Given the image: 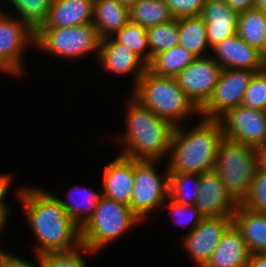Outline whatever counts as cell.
Segmentation results:
<instances>
[{"instance_id":"cell-1","label":"cell","mask_w":266,"mask_h":267,"mask_svg":"<svg viewBox=\"0 0 266 267\" xmlns=\"http://www.w3.org/2000/svg\"><path fill=\"white\" fill-rule=\"evenodd\" d=\"M24 209L27 226L33 232L34 254L69 252L81 246L80 228L66 213L55 194L43 187L21 186L14 194Z\"/></svg>"},{"instance_id":"cell-2","label":"cell","mask_w":266,"mask_h":267,"mask_svg":"<svg viewBox=\"0 0 266 267\" xmlns=\"http://www.w3.org/2000/svg\"><path fill=\"white\" fill-rule=\"evenodd\" d=\"M125 104L123 119L126 131L113 137L122 148L119 154L134 160L167 159L175 126L142 106L131 95Z\"/></svg>"},{"instance_id":"cell-3","label":"cell","mask_w":266,"mask_h":267,"mask_svg":"<svg viewBox=\"0 0 266 267\" xmlns=\"http://www.w3.org/2000/svg\"><path fill=\"white\" fill-rule=\"evenodd\" d=\"M191 129L176 126L167 157L169 173L202 174L214 169L219 144L224 139L219 120L200 116Z\"/></svg>"},{"instance_id":"cell-4","label":"cell","mask_w":266,"mask_h":267,"mask_svg":"<svg viewBox=\"0 0 266 267\" xmlns=\"http://www.w3.org/2000/svg\"><path fill=\"white\" fill-rule=\"evenodd\" d=\"M130 95L175 127L193 120V116L200 117V110L187 97L175 77L159 76L147 69Z\"/></svg>"},{"instance_id":"cell-5","label":"cell","mask_w":266,"mask_h":267,"mask_svg":"<svg viewBox=\"0 0 266 267\" xmlns=\"http://www.w3.org/2000/svg\"><path fill=\"white\" fill-rule=\"evenodd\" d=\"M141 223L130 206L102 196L93 216L80 229L81 245L90 252H100Z\"/></svg>"},{"instance_id":"cell-6","label":"cell","mask_w":266,"mask_h":267,"mask_svg":"<svg viewBox=\"0 0 266 267\" xmlns=\"http://www.w3.org/2000/svg\"><path fill=\"white\" fill-rule=\"evenodd\" d=\"M258 168L256 147L224 138L219 144L214 171L237 204L247 198Z\"/></svg>"},{"instance_id":"cell-7","label":"cell","mask_w":266,"mask_h":267,"mask_svg":"<svg viewBox=\"0 0 266 267\" xmlns=\"http://www.w3.org/2000/svg\"><path fill=\"white\" fill-rule=\"evenodd\" d=\"M100 40L92 23L73 27L38 28L35 31L34 49L55 58L74 60L90 54L98 56Z\"/></svg>"},{"instance_id":"cell-8","label":"cell","mask_w":266,"mask_h":267,"mask_svg":"<svg viewBox=\"0 0 266 267\" xmlns=\"http://www.w3.org/2000/svg\"><path fill=\"white\" fill-rule=\"evenodd\" d=\"M158 165L160 161L134 160V184L129 206L143 222L150 213L162 208L169 197L167 166L160 173Z\"/></svg>"},{"instance_id":"cell-9","label":"cell","mask_w":266,"mask_h":267,"mask_svg":"<svg viewBox=\"0 0 266 267\" xmlns=\"http://www.w3.org/2000/svg\"><path fill=\"white\" fill-rule=\"evenodd\" d=\"M31 46L35 47V31L17 17L0 10V73L16 78L25 74V52Z\"/></svg>"},{"instance_id":"cell-10","label":"cell","mask_w":266,"mask_h":267,"mask_svg":"<svg viewBox=\"0 0 266 267\" xmlns=\"http://www.w3.org/2000/svg\"><path fill=\"white\" fill-rule=\"evenodd\" d=\"M246 69H222L218 83L208 102L200 109V116L218 120L230 109L242 104L245 91L254 73Z\"/></svg>"},{"instance_id":"cell-11","label":"cell","mask_w":266,"mask_h":267,"mask_svg":"<svg viewBox=\"0 0 266 267\" xmlns=\"http://www.w3.org/2000/svg\"><path fill=\"white\" fill-rule=\"evenodd\" d=\"M224 138L258 147L266 143V111L238 105L219 119Z\"/></svg>"},{"instance_id":"cell-12","label":"cell","mask_w":266,"mask_h":267,"mask_svg":"<svg viewBox=\"0 0 266 267\" xmlns=\"http://www.w3.org/2000/svg\"><path fill=\"white\" fill-rule=\"evenodd\" d=\"M222 67L210 56L197 57L175 78L181 89L200 110L211 97Z\"/></svg>"},{"instance_id":"cell-13","label":"cell","mask_w":266,"mask_h":267,"mask_svg":"<svg viewBox=\"0 0 266 267\" xmlns=\"http://www.w3.org/2000/svg\"><path fill=\"white\" fill-rule=\"evenodd\" d=\"M233 224L232 216L207 217L191 232L181 237L184 248L196 267H203L225 231Z\"/></svg>"},{"instance_id":"cell-14","label":"cell","mask_w":266,"mask_h":267,"mask_svg":"<svg viewBox=\"0 0 266 267\" xmlns=\"http://www.w3.org/2000/svg\"><path fill=\"white\" fill-rule=\"evenodd\" d=\"M100 68L119 76L132 75V89L147 70V64L126 45L117 43L111 36L100 40L98 56Z\"/></svg>"},{"instance_id":"cell-15","label":"cell","mask_w":266,"mask_h":267,"mask_svg":"<svg viewBox=\"0 0 266 267\" xmlns=\"http://www.w3.org/2000/svg\"><path fill=\"white\" fill-rule=\"evenodd\" d=\"M195 206L205 218L233 217L238 204L228 194L219 175L210 170L200 174V193Z\"/></svg>"},{"instance_id":"cell-16","label":"cell","mask_w":266,"mask_h":267,"mask_svg":"<svg viewBox=\"0 0 266 267\" xmlns=\"http://www.w3.org/2000/svg\"><path fill=\"white\" fill-rule=\"evenodd\" d=\"M210 56L222 69H264L261 52L247 44L237 34L217 43L211 48Z\"/></svg>"},{"instance_id":"cell-17","label":"cell","mask_w":266,"mask_h":267,"mask_svg":"<svg viewBox=\"0 0 266 267\" xmlns=\"http://www.w3.org/2000/svg\"><path fill=\"white\" fill-rule=\"evenodd\" d=\"M102 172V196L130 205L134 184V159L116 154Z\"/></svg>"},{"instance_id":"cell-18","label":"cell","mask_w":266,"mask_h":267,"mask_svg":"<svg viewBox=\"0 0 266 267\" xmlns=\"http://www.w3.org/2000/svg\"><path fill=\"white\" fill-rule=\"evenodd\" d=\"M200 16L205 22L210 49L217 43L237 34L239 13L224 0H206Z\"/></svg>"},{"instance_id":"cell-19","label":"cell","mask_w":266,"mask_h":267,"mask_svg":"<svg viewBox=\"0 0 266 267\" xmlns=\"http://www.w3.org/2000/svg\"><path fill=\"white\" fill-rule=\"evenodd\" d=\"M250 252L240 231L232 224L203 267H247Z\"/></svg>"},{"instance_id":"cell-20","label":"cell","mask_w":266,"mask_h":267,"mask_svg":"<svg viewBox=\"0 0 266 267\" xmlns=\"http://www.w3.org/2000/svg\"><path fill=\"white\" fill-rule=\"evenodd\" d=\"M94 0H53L46 21L39 28L73 27L93 21Z\"/></svg>"},{"instance_id":"cell-21","label":"cell","mask_w":266,"mask_h":267,"mask_svg":"<svg viewBox=\"0 0 266 267\" xmlns=\"http://www.w3.org/2000/svg\"><path fill=\"white\" fill-rule=\"evenodd\" d=\"M232 218L250 254L266 253V214L238 204Z\"/></svg>"},{"instance_id":"cell-22","label":"cell","mask_w":266,"mask_h":267,"mask_svg":"<svg viewBox=\"0 0 266 267\" xmlns=\"http://www.w3.org/2000/svg\"><path fill=\"white\" fill-rule=\"evenodd\" d=\"M129 21V8L118 0H94L92 24L100 39L112 36Z\"/></svg>"},{"instance_id":"cell-23","label":"cell","mask_w":266,"mask_h":267,"mask_svg":"<svg viewBox=\"0 0 266 267\" xmlns=\"http://www.w3.org/2000/svg\"><path fill=\"white\" fill-rule=\"evenodd\" d=\"M68 197L65 200L58 198L66 213L73 222L81 229L87 221L93 216L95 208L102 197V192L94 189L74 185L67 192Z\"/></svg>"},{"instance_id":"cell-24","label":"cell","mask_w":266,"mask_h":267,"mask_svg":"<svg viewBox=\"0 0 266 267\" xmlns=\"http://www.w3.org/2000/svg\"><path fill=\"white\" fill-rule=\"evenodd\" d=\"M178 45L196 57L210 55L205 22L200 15L178 18Z\"/></svg>"},{"instance_id":"cell-25","label":"cell","mask_w":266,"mask_h":267,"mask_svg":"<svg viewBox=\"0 0 266 267\" xmlns=\"http://www.w3.org/2000/svg\"><path fill=\"white\" fill-rule=\"evenodd\" d=\"M197 57L180 45L162 51L151 58L147 69L156 75L176 77Z\"/></svg>"},{"instance_id":"cell-26","label":"cell","mask_w":266,"mask_h":267,"mask_svg":"<svg viewBox=\"0 0 266 267\" xmlns=\"http://www.w3.org/2000/svg\"><path fill=\"white\" fill-rule=\"evenodd\" d=\"M237 35L262 53L266 46V12L253 7L239 13Z\"/></svg>"},{"instance_id":"cell-27","label":"cell","mask_w":266,"mask_h":267,"mask_svg":"<svg viewBox=\"0 0 266 267\" xmlns=\"http://www.w3.org/2000/svg\"><path fill=\"white\" fill-rule=\"evenodd\" d=\"M9 5L4 9L0 4V10L17 17L36 31L47 19L53 0H3ZM10 3V4H9ZM2 7V8H1ZM11 7V8H10Z\"/></svg>"},{"instance_id":"cell-28","label":"cell","mask_w":266,"mask_h":267,"mask_svg":"<svg viewBox=\"0 0 266 267\" xmlns=\"http://www.w3.org/2000/svg\"><path fill=\"white\" fill-rule=\"evenodd\" d=\"M129 16L146 29L174 19L164 0H140L129 7Z\"/></svg>"},{"instance_id":"cell-29","label":"cell","mask_w":266,"mask_h":267,"mask_svg":"<svg viewBox=\"0 0 266 267\" xmlns=\"http://www.w3.org/2000/svg\"><path fill=\"white\" fill-rule=\"evenodd\" d=\"M199 193V174L169 173V197L172 200L185 205H196Z\"/></svg>"},{"instance_id":"cell-30","label":"cell","mask_w":266,"mask_h":267,"mask_svg":"<svg viewBox=\"0 0 266 267\" xmlns=\"http://www.w3.org/2000/svg\"><path fill=\"white\" fill-rule=\"evenodd\" d=\"M117 43L126 45L136 53L146 64L150 62V50L146 28L129 21L119 31L111 36Z\"/></svg>"},{"instance_id":"cell-31","label":"cell","mask_w":266,"mask_h":267,"mask_svg":"<svg viewBox=\"0 0 266 267\" xmlns=\"http://www.w3.org/2000/svg\"><path fill=\"white\" fill-rule=\"evenodd\" d=\"M146 34L151 61L154 55L178 45V19L149 27Z\"/></svg>"},{"instance_id":"cell-32","label":"cell","mask_w":266,"mask_h":267,"mask_svg":"<svg viewBox=\"0 0 266 267\" xmlns=\"http://www.w3.org/2000/svg\"><path fill=\"white\" fill-rule=\"evenodd\" d=\"M93 255L83 245L69 252H49L42 254L43 267H89L84 254Z\"/></svg>"},{"instance_id":"cell-33","label":"cell","mask_w":266,"mask_h":267,"mask_svg":"<svg viewBox=\"0 0 266 267\" xmlns=\"http://www.w3.org/2000/svg\"><path fill=\"white\" fill-rule=\"evenodd\" d=\"M167 208L168 213L172 215L173 221L178 226L187 227L189 224L191 232L205 218L204 215L195 205H185L172 200L170 197L164 202L162 208Z\"/></svg>"},{"instance_id":"cell-34","label":"cell","mask_w":266,"mask_h":267,"mask_svg":"<svg viewBox=\"0 0 266 267\" xmlns=\"http://www.w3.org/2000/svg\"><path fill=\"white\" fill-rule=\"evenodd\" d=\"M242 105L266 111V71L264 69L254 73L245 91Z\"/></svg>"},{"instance_id":"cell-35","label":"cell","mask_w":266,"mask_h":267,"mask_svg":"<svg viewBox=\"0 0 266 267\" xmlns=\"http://www.w3.org/2000/svg\"><path fill=\"white\" fill-rule=\"evenodd\" d=\"M242 205L253 211L266 214V171L257 168L250 191Z\"/></svg>"},{"instance_id":"cell-36","label":"cell","mask_w":266,"mask_h":267,"mask_svg":"<svg viewBox=\"0 0 266 267\" xmlns=\"http://www.w3.org/2000/svg\"><path fill=\"white\" fill-rule=\"evenodd\" d=\"M173 18L198 16L206 0H164Z\"/></svg>"},{"instance_id":"cell-37","label":"cell","mask_w":266,"mask_h":267,"mask_svg":"<svg viewBox=\"0 0 266 267\" xmlns=\"http://www.w3.org/2000/svg\"><path fill=\"white\" fill-rule=\"evenodd\" d=\"M35 260L37 261V266L33 263L28 262V260L14 255L8 250L0 251V267H43L42 266V255L35 254Z\"/></svg>"},{"instance_id":"cell-38","label":"cell","mask_w":266,"mask_h":267,"mask_svg":"<svg viewBox=\"0 0 266 267\" xmlns=\"http://www.w3.org/2000/svg\"><path fill=\"white\" fill-rule=\"evenodd\" d=\"M13 180V174H10V172L0 174V205H9L5 201L6 195L10 192V188H12Z\"/></svg>"},{"instance_id":"cell-39","label":"cell","mask_w":266,"mask_h":267,"mask_svg":"<svg viewBox=\"0 0 266 267\" xmlns=\"http://www.w3.org/2000/svg\"><path fill=\"white\" fill-rule=\"evenodd\" d=\"M233 10L238 13L254 7L255 0H224Z\"/></svg>"},{"instance_id":"cell-40","label":"cell","mask_w":266,"mask_h":267,"mask_svg":"<svg viewBox=\"0 0 266 267\" xmlns=\"http://www.w3.org/2000/svg\"><path fill=\"white\" fill-rule=\"evenodd\" d=\"M11 214V209L9 205H0V238L1 234L4 232V228L7 225L8 218ZM0 243V251L4 250V248L1 247Z\"/></svg>"},{"instance_id":"cell-41","label":"cell","mask_w":266,"mask_h":267,"mask_svg":"<svg viewBox=\"0 0 266 267\" xmlns=\"http://www.w3.org/2000/svg\"><path fill=\"white\" fill-rule=\"evenodd\" d=\"M247 267H266V253L250 254Z\"/></svg>"},{"instance_id":"cell-42","label":"cell","mask_w":266,"mask_h":267,"mask_svg":"<svg viewBox=\"0 0 266 267\" xmlns=\"http://www.w3.org/2000/svg\"><path fill=\"white\" fill-rule=\"evenodd\" d=\"M256 150H257L258 168L266 171V143L258 146Z\"/></svg>"},{"instance_id":"cell-43","label":"cell","mask_w":266,"mask_h":267,"mask_svg":"<svg viewBox=\"0 0 266 267\" xmlns=\"http://www.w3.org/2000/svg\"><path fill=\"white\" fill-rule=\"evenodd\" d=\"M254 8L266 12V0H255Z\"/></svg>"},{"instance_id":"cell-44","label":"cell","mask_w":266,"mask_h":267,"mask_svg":"<svg viewBox=\"0 0 266 267\" xmlns=\"http://www.w3.org/2000/svg\"><path fill=\"white\" fill-rule=\"evenodd\" d=\"M123 6L130 7L132 4L140 1V0H118Z\"/></svg>"},{"instance_id":"cell-45","label":"cell","mask_w":266,"mask_h":267,"mask_svg":"<svg viewBox=\"0 0 266 267\" xmlns=\"http://www.w3.org/2000/svg\"><path fill=\"white\" fill-rule=\"evenodd\" d=\"M261 57H262L264 65H266V46H265L263 52L261 53Z\"/></svg>"}]
</instances>
